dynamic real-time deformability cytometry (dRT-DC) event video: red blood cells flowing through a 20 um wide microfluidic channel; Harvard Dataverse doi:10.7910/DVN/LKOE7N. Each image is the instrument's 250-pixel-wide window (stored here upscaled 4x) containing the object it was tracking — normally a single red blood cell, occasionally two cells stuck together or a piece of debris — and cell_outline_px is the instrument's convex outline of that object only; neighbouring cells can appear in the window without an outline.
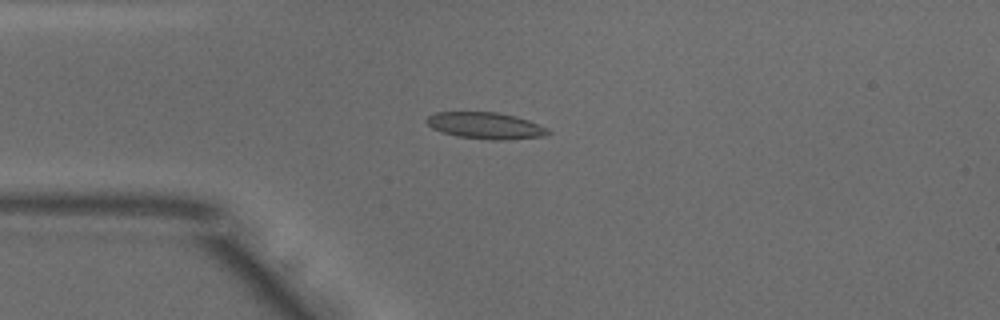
{"species": "common noctule bat (a hibernating species)", "species_latin": "Nyctalus noctula", "temperature_condition": "warm", "stored_images_in_passage": 40, "camera_frame_rate_fps": 3000, "um_per_image_px": 0.085, "animal": {"sex": "male", "body_mass_g": 18.8}, "frame": {"image": 1, "passage_image": 1, "time_ms": 0.0, "image_size_px": [1000, 320], "cell_outline_px": [[552, 132], [548, 136], [504, 140], [492, 140], [456, 136], [440, 132], [432, 128], [424, 120], [428, 116], [436, 112], [496, 112], [516, 116], [528, 120], [548, 128]], "centroid_in_image_um": [41.29, 10.68], "position_along_channel_um": 43.7, "area_um2": 19.02}}
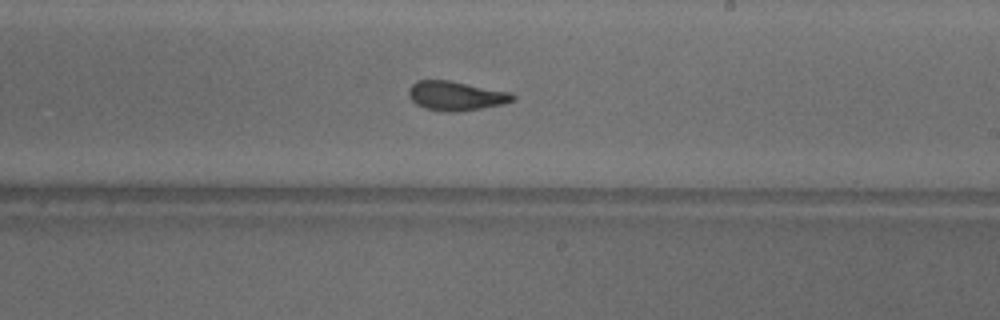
{"frame": {"image": 2, "passage_image": 18, "time_ms": 5.667, "image_size_px": [1000, 320], "cell_outline_px": [[516, 100], [504, 104], [456, 112], [444, 112], [424, 108], [416, 104], [408, 96], [408, 88], [416, 80], [448, 80], [512, 92], [516, 96]], "centroid_in_image_um": [38.76, 8.14], "position_along_channel_um": 250.2, "area_um2": 17.98}}
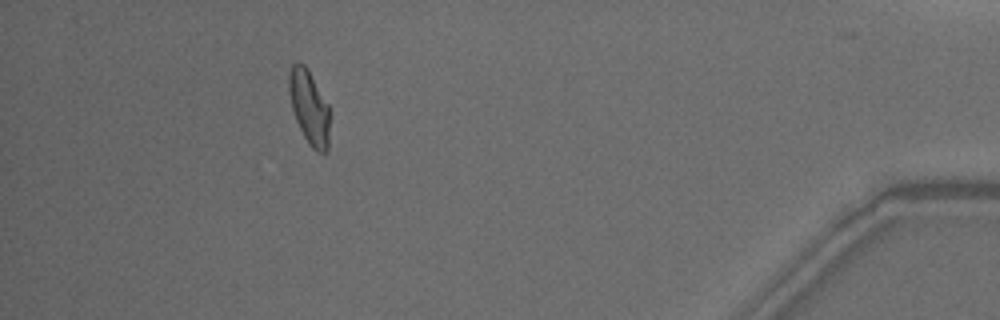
{"frame": {"image": 3, "passage_image": 35, "time_ms": 11.333, "image_size_px": [1000, 320], "cell_outline_px": [[328, 148], [324, 152], [316, 152], [308, 144], [296, 120], [292, 108], [288, 92], [288, 72], [292, 64], [296, 60], [300, 60], [308, 68], [328, 104]], "centroid_in_image_um": [26.24, 9.04], "position_along_channel_um": 409.0, "area_um2": 17.69}, "authors_computed_cell_mechanics": {"area_um2": 17.8024, "velocity_mm_per_s": 3.8745, "shape_relaxation_time_tau1_ms": 7.9037, "shape_relaxation_time_tau2_ms": 1.3652, "deformation_change_tau1": 0.2261, "deformation_change_tau2": 0.0753}}